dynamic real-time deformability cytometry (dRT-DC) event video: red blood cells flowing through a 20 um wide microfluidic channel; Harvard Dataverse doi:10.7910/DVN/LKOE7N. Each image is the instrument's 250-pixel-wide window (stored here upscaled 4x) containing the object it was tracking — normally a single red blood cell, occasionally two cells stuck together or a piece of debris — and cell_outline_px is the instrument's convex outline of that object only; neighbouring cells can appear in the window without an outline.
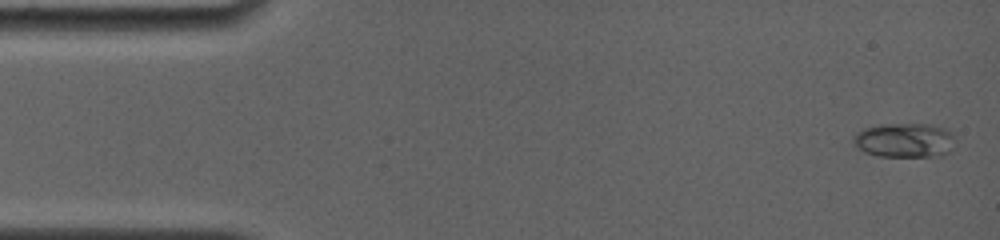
{"species": "common noctule bat (a hibernating species)", "species_latin": "Nyctalus noctula", "temperature_condition": "room temperature", "stored_images_in_passage": 49, "camera_frame_rate_fps": 4000, "um_per_image_px": 0.085, "animal": {"sex": "female", "body_mass_g": 19.0, "forearm_length_mm": 56.7}, "frame": {"image": 1, "passage_image": 1, "time_ms": 0.0, "image_size_px": [1000, 240], "cell_outline_px": [[952, 136], [948, 152], [940, 156], [880, 156], [864, 152], [852, 140], [852, 136], [856, 132], [864, 128], [880, 124], [928, 124], [948, 128]], "centroid_in_image_um": [76.83, 11.9], "position_along_channel_um": 8.2, "area_um2": 20.17}}
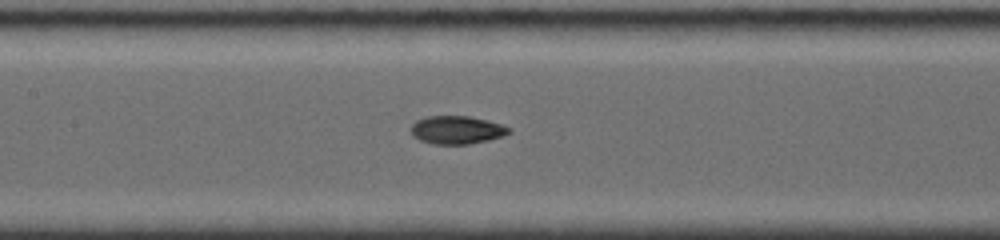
{"frame": {"image": 2, "passage_image": 20, "time_ms": 7.25, "image_size_px": [1000, 240], "cell_outline_px": [[512, 132], [504, 136], [488, 140], [468, 144], [432, 144], [420, 140], [412, 136], [412, 124], [416, 120], [428, 116], [468, 116], [500, 124], [512, 128]], "centroid_in_image_um": [38.83, 11.05], "position_along_channel_um": 168.6, "area_um2": 16.01}}
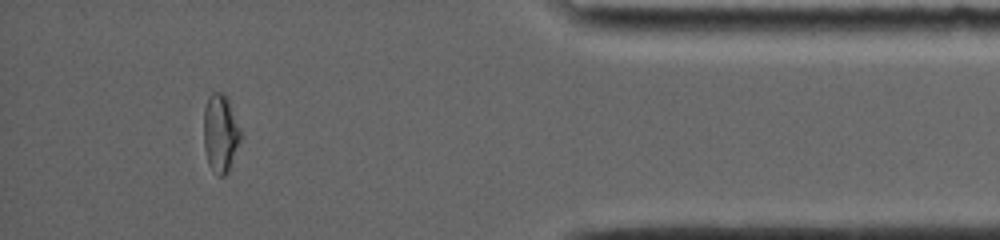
{"frame": {"image": 3, "passage_image": 41, "time_ms": 14.5, "image_size_px": [1000, 240], "cell_outline_px": [[244, 136], [228, 172], [224, 176], [216, 176], [208, 164], [204, 148], [204, 108], [208, 96], [212, 92], [224, 92], [228, 100]], "centroid_in_image_um": [18.76, 11.35], "position_along_channel_um": 416.4, "area_um2": 17.28}, "authors_computed_cell_mechanics": {"area_um2": 16.5886, "velocity_mm_per_s": 3.832, "shape_relaxation_time_tau1_ms": null, "shape_relaxation_time_tau2_ms": 1.1964, "deformation_change_tau1": null, "deformation_change_tau2": 0.0525}}